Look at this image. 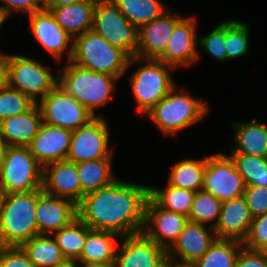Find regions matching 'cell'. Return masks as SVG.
Returning <instances> with one entry per match:
<instances>
[{
    "instance_id": "7a4b0ae2",
    "label": "cell",
    "mask_w": 267,
    "mask_h": 267,
    "mask_svg": "<svg viewBox=\"0 0 267 267\" xmlns=\"http://www.w3.org/2000/svg\"><path fill=\"white\" fill-rule=\"evenodd\" d=\"M69 47L68 61L87 70L119 78L130 66L132 57L111 45L94 30L75 36Z\"/></svg>"
},
{
    "instance_id": "7c38bea8",
    "label": "cell",
    "mask_w": 267,
    "mask_h": 267,
    "mask_svg": "<svg viewBox=\"0 0 267 267\" xmlns=\"http://www.w3.org/2000/svg\"><path fill=\"white\" fill-rule=\"evenodd\" d=\"M106 121L96 116L88 124L72 131L70 148L66 160L80 163L89 160L112 158L108 150Z\"/></svg>"
},
{
    "instance_id": "8d00e7d4",
    "label": "cell",
    "mask_w": 267,
    "mask_h": 267,
    "mask_svg": "<svg viewBox=\"0 0 267 267\" xmlns=\"http://www.w3.org/2000/svg\"><path fill=\"white\" fill-rule=\"evenodd\" d=\"M35 103L25 94L7 84L0 87V122L28 111Z\"/></svg>"
},
{
    "instance_id": "d590c367",
    "label": "cell",
    "mask_w": 267,
    "mask_h": 267,
    "mask_svg": "<svg viewBox=\"0 0 267 267\" xmlns=\"http://www.w3.org/2000/svg\"><path fill=\"white\" fill-rule=\"evenodd\" d=\"M249 27L238 20L226 21L225 50L228 59L243 57L249 50Z\"/></svg>"
},
{
    "instance_id": "ee69618b",
    "label": "cell",
    "mask_w": 267,
    "mask_h": 267,
    "mask_svg": "<svg viewBox=\"0 0 267 267\" xmlns=\"http://www.w3.org/2000/svg\"><path fill=\"white\" fill-rule=\"evenodd\" d=\"M7 55L0 52V87L6 85Z\"/></svg>"
},
{
    "instance_id": "4fadbf2b",
    "label": "cell",
    "mask_w": 267,
    "mask_h": 267,
    "mask_svg": "<svg viewBox=\"0 0 267 267\" xmlns=\"http://www.w3.org/2000/svg\"><path fill=\"white\" fill-rule=\"evenodd\" d=\"M124 238L116 252L115 267H165L167 250L149 239L143 232Z\"/></svg>"
},
{
    "instance_id": "e575fe53",
    "label": "cell",
    "mask_w": 267,
    "mask_h": 267,
    "mask_svg": "<svg viewBox=\"0 0 267 267\" xmlns=\"http://www.w3.org/2000/svg\"><path fill=\"white\" fill-rule=\"evenodd\" d=\"M222 201L212 194L203 190L195 192L192 200V207L189 213V221L206 225L209 222L214 228L218 222Z\"/></svg>"
},
{
    "instance_id": "f6af8a7d",
    "label": "cell",
    "mask_w": 267,
    "mask_h": 267,
    "mask_svg": "<svg viewBox=\"0 0 267 267\" xmlns=\"http://www.w3.org/2000/svg\"><path fill=\"white\" fill-rule=\"evenodd\" d=\"M81 1H88V0H47V7L65 6Z\"/></svg>"
},
{
    "instance_id": "681fc988",
    "label": "cell",
    "mask_w": 267,
    "mask_h": 267,
    "mask_svg": "<svg viewBox=\"0 0 267 267\" xmlns=\"http://www.w3.org/2000/svg\"><path fill=\"white\" fill-rule=\"evenodd\" d=\"M177 262L178 261L176 260L174 261L168 260L165 267H194L192 264H179Z\"/></svg>"
},
{
    "instance_id": "603a6c76",
    "label": "cell",
    "mask_w": 267,
    "mask_h": 267,
    "mask_svg": "<svg viewBox=\"0 0 267 267\" xmlns=\"http://www.w3.org/2000/svg\"><path fill=\"white\" fill-rule=\"evenodd\" d=\"M30 29L40 44L55 58H61L72 37L56 22L50 10L35 11L30 15Z\"/></svg>"
},
{
    "instance_id": "6da1fadb",
    "label": "cell",
    "mask_w": 267,
    "mask_h": 267,
    "mask_svg": "<svg viewBox=\"0 0 267 267\" xmlns=\"http://www.w3.org/2000/svg\"><path fill=\"white\" fill-rule=\"evenodd\" d=\"M148 198V186L115 180L85 194L77 204V217L92 230L134 235L143 231Z\"/></svg>"
},
{
    "instance_id": "484cf974",
    "label": "cell",
    "mask_w": 267,
    "mask_h": 267,
    "mask_svg": "<svg viewBox=\"0 0 267 267\" xmlns=\"http://www.w3.org/2000/svg\"><path fill=\"white\" fill-rule=\"evenodd\" d=\"M120 235L100 230H91L87 234L85 244L82 249L79 263H115L116 249L115 238Z\"/></svg>"
},
{
    "instance_id": "83f0119b",
    "label": "cell",
    "mask_w": 267,
    "mask_h": 267,
    "mask_svg": "<svg viewBox=\"0 0 267 267\" xmlns=\"http://www.w3.org/2000/svg\"><path fill=\"white\" fill-rule=\"evenodd\" d=\"M207 157L203 160L185 159L173 166L168 184L172 187L197 192L203 188Z\"/></svg>"
},
{
    "instance_id": "8fae6325",
    "label": "cell",
    "mask_w": 267,
    "mask_h": 267,
    "mask_svg": "<svg viewBox=\"0 0 267 267\" xmlns=\"http://www.w3.org/2000/svg\"><path fill=\"white\" fill-rule=\"evenodd\" d=\"M246 184L230 156L218 153L207 157L202 190L220 201L243 196Z\"/></svg>"
},
{
    "instance_id": "3957f363",
    "label": "cell",
    "mask_w": 267,
    "mask_h": 267,
    "mask_svg": "<svg viewBox=\"0 0 267 267\" xmlns=\"http://www.w3.org/2000/svg\"><path fill=\"white\" fill-rule=\"evenodd\" d=\"M37 190L2 194L0 246H22L38 235Z\"/></svg>"
},
{
    "instance_id": "d6a6232c",
    "label": "cell",
    "mask_w": 267,
    "mask_h": 267,
    "mask_svg": "<svg viewBox=\"0 0 267 267\" xmlns=\"http://www.w3.org/2000/svg\"><path fill=\"white\" fill-rule=\"evenodd\" d=\"M195 192L172 187L164 190L149 186V197L161 208L189 217Z\"/></svg>"
},
{
    "instance_id": "2e32d148",
    "label": "cell",
    "mask_w": 267,
    "mask_h": 267,
    "mask_svg": "<svg viewBox=\"0 0 267 267\" xmlns=\"http://www.w3.org/2000/svg\"><path fill=\"white\" fill-rule=\"evenodd\" d=\"M168 10L139 28V45L135 57H132L133 61L140 62L144 58L157 60L165 52L175 25L183 18L172 16Z\"/></svg>"
},
{
    "instance_id": "8992f818",
    "label": "cell",
    "mask_w": 267,
    "mask_h": 267,
    "mask_svg": "<svg viewBox=\"0 0 267 267\" xmlns=\"http://www.w3.org/2000/svg\"><path fill=\"white\" fill-rule=\"evenodd\" d=\"M43 167L29 147L7 146L0 174V192L26 193L42 189Z\"/></svg>"
},
{
    "instance_id": "1f68e13d",
    "label": "cell",
    "mask_w": 267,
    "mask_h": 267,
    "mask_svg": "<svg viewBox=\"0 0 267 267\" xmlns=\"http://www.w3.org/2000/svg\"><path fill=\"white\" fill-rule=\"evenodd\" d=\"M91 230L77 217L69 225L54 232V238L65 259L77 261L80 258L87 234Z\"/></svg>"
},
{
    "instance_id": "c3c4849f",
    "label": "cell",
    "mask_w": 267,
    "mask_h": 267,
    "mask_svg": "<svg viewBox=\"0 0 267 267\" xmlns=\"http://www.w3.org/2000/svg\"><path fill=\"white\" fill-rule=\"evenodd\" d=\"M76 260L65 259L62 263L56 264L54 267H77Z\"/></svg>"
},
{
    "instance_id": "5b68a950",
    "label": "cell",
    "mask_w": 267,
    "mask_h": 267,
    "mask_svg": "<svg viewBox=\"0 0 267 267\" xmlns=\"http://www.w3.org/2000/svg\"><path fill=\"white\" fill-rule=\"evenodd\" d=\"M173 87L147 114L165 134L185 129L208 113L206 103L186 92L175 93Z\"/></svg>"
},
{
    "instance_id": "b9f144b4",
    "label": "cell",
    "mask_w": 267,
    "mask_h": 267,
    "mask_svg": "<svg viewBox=\"0 0 267 267\" xmlns=\"http://www.w3.org/2000/svg\"><path fill=\"white\" fill-rule=\"evenodd\" d=\"M4 5L0 6V17L5 21L11 14L12 10L29 12L46 9L47 0H2ZM41 5V6H40Z\"/></svg>"
},
{
    "instance_id": "d6986e66",
    "label": "cell",
    "mask_w": 267,
    "mask_h": 267,
    "mask_svg": "<svg viewBox=\"0 0 267 267\" xmlns=\"http://www.w3.org/2000/svg\"><path fill=\"white\" fill-rule=\"evenodd\" d=\"M215 240L214 228L210 226L207 229L203 224L188 221L177 240L167 250L168 260L173 261L177 255L180 258L179 264H193Z\"/></svg>"
},
{
    "instance_id": "816d5d0a",
    "label": "cell",
    "mask_w": 267,
    "mask_h": 267,
    "mask_svg": "<svg viewBox=\"0 0 267 267\" xmlns=\"http://www.w3.org/2000/svg\"><path fill=\"white\" fill-rule=\"evenodd\" d=\"M4 20L0 17V27L2 26Z\"/></svg>"
},
{
    "instance_id": "f35d334b",
    "label": "cell",
    "mask_w": 267,
    "mask_h": 267,
    "mask_svg": "<svg viewBox=\"0 0 267 267\" xmlns=\"http://www.w3.org/2000/svg\"><path fill=\"white\" fill-rule=\"evenodd\" d=\"M243 246L257 251L267 250V213L253 218Z\"/></svg>"
},
{
    "instance_id": "4316f807",
    "label": "cell",
    "mask_w": 267,
    "mask_h": 267,
    "mask_svg": "<svg viewBox=\"0 0 267 267\" xmlns=\"http://www.w3.org/2000/svg\"><path fill=\"white\" fill-rule=\"evenodd\" d=\"M111 159L103 158L76 163L81 189L84 194L107 186L116 180L111 173Z\"/></svg>"
},
{
    "instance_id": "f907efd6",
    "label": "cell",
    "mask_w": 267,
    "mask_h": 267,
    "mask_svg": "<svg viewBox=\"0 0 267 267\" xmlns=\"http://www.w3.org/2000/svg\"><path fill=\"white\" fill-rule=\"evenodd\" d=\"M1 216H2V193L0 192V228H1Z\"/></svg>"
},
{
    "instance_id": "d4e9b609",
    "label": "cell",
    "mask_w": 267,
    "mask_h": 267,
    "mask_svg": "<svg viewBox=\"0 0 267 267\" xmlns=\"http://www.w3.org/2000/svg\"><path fill=\"white\" fill-rule=\"evenodd\" d=\"M237 148L232 153H242L267 158V124L259 123L255 118L249 123H235Z\"/></svg>"
},
{
    "instance_id": "ffe728a7",
    "label": "cell",
    "mask_w": 267,
    "mask_h": 267,
    "mask_svg": "<svg viewBox=\"0 0 267 267\" xmlns=\"http://www.w3.org/2000/svg\"><path fill=\"white\" fill-rule=\"evenodd\" d=\"M195 18H182L176 25L165 52L157 59L174 68L190 65L198 58Z\"/></svg>"
},
{
    "instance_id": "30bf717a",
    "label": "cell",
    "mask_w": 267,
    "mask_h": 267,
    "mask_svg": "<svg viewBox=\"0 0 267 267\" xmlns=\"http://www.w3.org/2000/svg\"><path fill=\"white\" fill-rule=\"evenodd\" d=\"M38 105L44 123L71 131L88 124L94 115L58 84Z\"/></svg>"
},
{
    "instance_id": "4dcf8cb0",
    "label": "cell",
    "mask_w": 267,
    "mask_h": 267,
    "mask_svg": "<svg viewBox=\"0 0 267 267\" xmlns=\"http://www.w3.org/2000/svg\"><path fill=\"white\" fill-rule=\"evenodd\" d=\"M119 11L133 25L141 26L161 17L165 7L160 0H112Z\"/></svg>"
},
{
    "instance_id": "5bb4252c",
    "label": "cell",
    "mask_w": 267,
    "mask_h": 267,
    "mask_svg": "<svg viewBox=\"0 0 267 267\" xmlns=\"http://www.w3.org/2000/svg\"><path fill=\"white\" fill-rule=\"evenodd\" d=\"M188 221L187 216L163 209L149 197L145 206V224L142 232L157 245L168 250Z\"/></svg>"
},
{
    "instance_id": "836d02e7",
    "label": "cell",
    "mask_w": 267,
    "mask_h": 267,
    "mask_svg": "<svg viewBox=\"0 0 267 267\" xmlns=\"http://www.w3.org/2000/svg\"><path fill=\"white\" fill-rule=\"evenodd\" d=\"M246 186L267 187V158L242 153L230 155Z\"/></svg>"
},
{
    "instance_id": "44dd1931",
    "label": "cell",
    "mask_w": 267,
    "mask_h": 267,
    "mask_svg": "<svg viewBox=\"0 0 267 267\" xmlns=\"http://www.w3.org/2000/svg\"><path fill=\"white\" fill-rule=\"evenodd\" d=\"M253 217L243 196L222 202L214 234L216 239H233L243 242L250 230Z\"/></svg>"
},
{
    "instance_id": "7402d4cb",
    "label": "cell",
    "mask_w": 267,
    "mask_h": 267,
    "mask_svg": "<svg viewBox=\"0 0 267 267\" xmlns=\"http://www.w3.org/2000/svg\"><path fill=\"white\" fill-rule=\"evenodd\" d=\"M40 109L35 103L28 111L3 119L0 138L6 146L28 147L42 124Z\"/></svg>"
},
{
    "instance_id": "ab89813d",
    "label": "cell",
    "mask_w": 267,
    "mask_h": 267,
    "mask_svg": "<svg viewBox=\"0 0 267 267\" xmlns=\"http://www.w3.org/2000/svg\"><path fill=\"white\" fill-rule=\"evenodd\" d=\"M243 197L253 218L267 213V187L246 186Z\"/></svg>"
},
{
    "instance_id": "74e56055",
    "label": "cell",
    "mask_w": 267,
    "mask_h": 267,
    "mask_svg": "<svg viewBox=\"0 0 267 267\" xmlns=\"http://www.w3.org/2000/svg\"><path fill=\"white\" fill-rule=\"evenodd\" d=\"M225 37H226V21L221 22L215 29H213L208 35L199 39V44L204 47L212 57L218 61L227 60L225 50Z\"/></svg>"
},
{
    "instance_id": "277c9868",
    "label": "cell",
    "mask_w": 267,
    "mask_h": 267,
    "mask_svg": "<svg viewBox=\"0 0 267 267\" xmlns=\"http://www.w3.org/2000/svg\"><path fill=\"white\" fill-rule=\"evenodd\" d=\"M58 75V85L95 115V108L107 103L116 77L87 70L69 62ZM61 75V76H60Z\"/></svg>"
},
{
    "instance_id": "cb8c5ba5",
    "label": "cell",
    "mask_w": 267,
    "mask_h": 267,
    "mask_svg": "<svg viewBox=\"0 0 267 267\" xmlns=\"http://www.w3.org/2000/svg\"><path fill=\"white\" fill-rule=\"evenodd\" d=\"M96 0L81 1L65 6L46 7L60 27L72 38L93 28Z\"/></svg>"
},
{
    "instance_id": "52a82bcc",
    "label": "cell",
    "mask_w": 267,
    "mask_h": 267,
    "mask_svg": "<svg viewBox=\"0 0 267 267\" xmlns=\"http://www.w3.org/2000/svg\"><path fill=\"white\" fill-rule=\"evenodd\" d=\"M92 30L130 57H135L139 28L125 18L112 0H96Z\"/></svg>"
},
{
    "instance_id": "7bdbcfd3",
    "label": "cell",
    "mask_w": 267,
    "mask_h": 267,
    "mask_svg": "<svg viewBox=\"0 0 267 267\" xmlns=\"http://www.w3.org/2000/svg\"><path fill=\"white\" fill-rule=\"evenodd\" d=\"M234 267H267L265 251L251 250L243 246Z\"/></svg>"
},
{
    "instance_id": "e0dca14e",
    "label": "cell",
    "mask_w": 267,
    "mask_h": 267,
    "mask_svg": "<svg viewBox=\"0 0 267 267\" xmlns=\"http://www.w3.org/2000/svg\"><path fill=\"white\" fill-rule=\"evenodd\" d=\"M42 190L57 197L70 199L77 205L85 194L81 189L76 163L64 160L44 166Z\"/></svg>"
},
{
    "instance_id": "f1b7e54d",
    "label": "cell",
    "mask_w": 267,
    "mask_h": 267,
    "mask_svg": "<svg viewBox=\"0 0 267 267\" xmlns=\"http://www.w3.org/2000/svg\"><path fill=\"white\" fill-rule=\"evenodd\" d=\"M243 242L233 239H216L209 249L192 265L194 267H234Z\"/></svg>"
},
{
    "instance_id": "7dc6e473",
    "label": "cell",
    "mask_w": 267,
    "mask_h": 267,
    "mask_svg": "<svg viewBox=\"0 0 267 267\" xmlns=\"http://www.w3.org/2000/svg\"><path fill=\"white\" fill-rule=\"evenodd\" d=\"M82 267H115V263H81Z\"/></svg>"
},
{
    "instance_id": "ba28073f",
    "label": "cell",
    "mask_w": 267,
    "mask_h": 267,
    "mask_svg": "<svg viewBox=\"0 0 267 267\" xmlns=\"http://www.w3.org/2000/svg\"><path fill=\"white\" fill-rule=\"evenodd\" d=\"M50 70L28 57L7 55L6 84L38 103V95L42 99L58 84Z\"/></svg>"
},
{
    "instance_id": "bcb514c9",
    "label": "cell",
    "mask_w": 267,
    "mask_h": 267,
    "mask_svg": "<svg viewBox=\"0 0 267 267\" xmlns=\"http://www.w3.org/2000/svg\"><path fill=\"white\" fill-rule=\"evenodd\" d=\"M6 149H7V146L3 143V141L0 138V174H1L4 160H5Z\"/></svg>"
},
{
    "instance_id": "60d3db41",
    "label": "cell",
    "mask_w": 267,
    "mask_h": 267,
    "mask_svg": "<svg viewBox=\"0 0 267 267\" xmlns=\"http://www.w3.org/2000/svg\"><path fill=\"white\" fill-rule=\"evenodd\" d=\"M0 267H35L20 246H0Z\"/></svg>"
},
{
    "instance_id": "9c48e42d",
    "label": "cell",
    "mask_w": 267,
    "mask_h": 267,
    "mask_svg": "<svg viewBox=\"0 0 267 267\" xmlns=\"http://www.w3.org/2000/svg\"><path fill=\"white\" fill-rule=\"evenodd\" d=\"M148 63L139 67L131 76L132 89L138 103V109L143 114L148 113L175 86L168 72L173 66L148 59Z\"/></svg>"
},
{
    "instance_id": "ac0fdd59",
    "label": "cell",
    "mask_w": 267,
    "mask_h": 267,
    "mask_svg": "<svg viewBox=\"0 0 267 267\" xmlns=\"http://www.w3.org/2000/svg\"><path fill=\"white\" fill-rule=\"evenodd\" d=\"M72 131L42 122L37 135L28 146L31 154L42 166L67 158Z\"/></svg>"
},
{
    "instance_id": "9a60e30c",
    "label": "cell",
    "mask_w": 267,
    "mask_h": 267,
    "mask_svg": "<svg viewBox=\"0 0 267 267\" xmlns=\"http://www.w3.org/2000/svg\"><path fill=\"white\" fill-rule=\"evenodd\" d=\"M36 220L38 235H47L69 225L77 218V205L70 199L37 190Z\"/></svg>"
},
{
    "instance_id": "f546056e",
    "label": "cell",
    "mask_w": 267,
    "mask_h": 267,
    "mask_svg": "<svg viewBox=\"0 0 267 267\" xmlns=\"http://www.w3.org/2000/svg\"><path fill=\"white\" fill-rule=\"evenodd\" d=\"M48 236L36 235L21 246L35 267H54L65 260L55 238Z\"/></svg>"
}]
</instances>
